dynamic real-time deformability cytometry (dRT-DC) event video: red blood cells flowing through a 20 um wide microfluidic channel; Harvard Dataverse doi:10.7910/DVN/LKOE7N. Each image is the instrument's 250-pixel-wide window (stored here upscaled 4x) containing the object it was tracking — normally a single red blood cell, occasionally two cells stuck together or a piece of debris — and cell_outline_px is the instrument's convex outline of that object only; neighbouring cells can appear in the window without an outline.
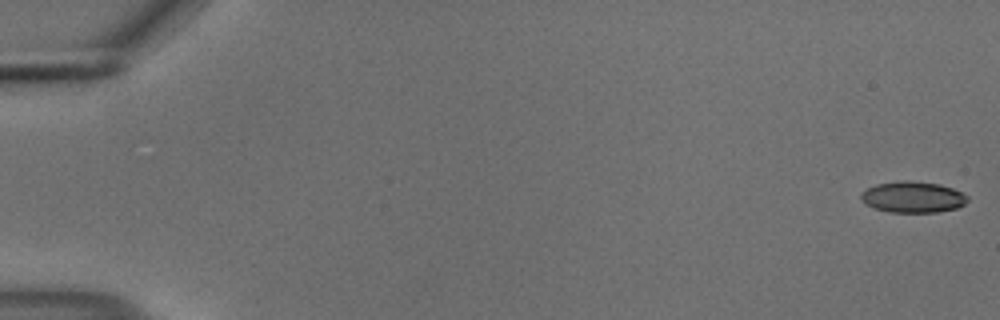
{"species": "common noctule bat (a hibernating species)", "species_latin": "Nyctalus noctula", "temperature_condition": "cold", "stored_images_in_passage": 55, "camera_frame_rate_fps": 3000, "um_per_image_px": 0.085, "animal": {"sex": "male", "body_mass_g": 18.8}, "frame": {"image": 1, "passage_image": 1, "time_ms": 0.0, "image_size_px": [1000, 320], "cell_outline_px": [[968, 200], [964, 204], [956, 208], [936, 212], [892, 212], [876, 208], [868, 204], [860, 196], [868, 188], [876, 184], [900, 180], [908, 180], [940, 184], [952, 188], [968, 196]], "centroid_in_image_um": [77.63, 16.74], "position_along_channel_um": 7.4, "area_um2": 19.02}}
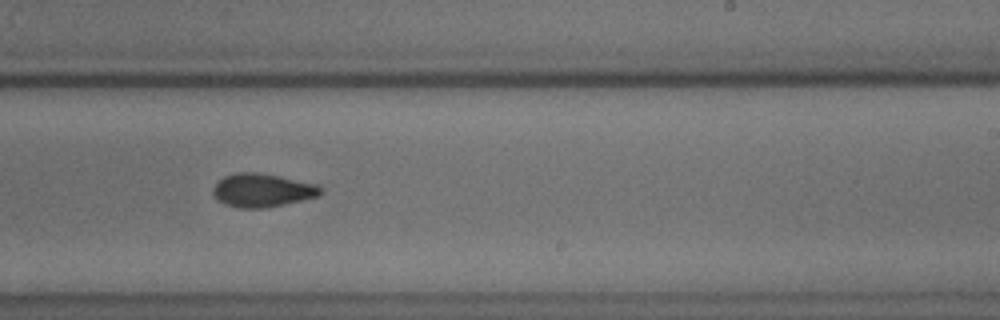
{"frame": {"image": 2, "passage_image": 35, "time_ms": 11.333, "image_size_px": [1000, 320], "cell_outline_px": [[324, 188], [320, 196], [284, 204], [264, 208], [240, 208], [224, 204], [216, 200], [212, 192], [212, 188], [224, 176], [236, 172], [256, 172], [280, 176], [316, 184]], "centroid_in_image_um": [22.29, 16.17], "position_along_channel_um": 266.7, "area_um2": 21.1}}
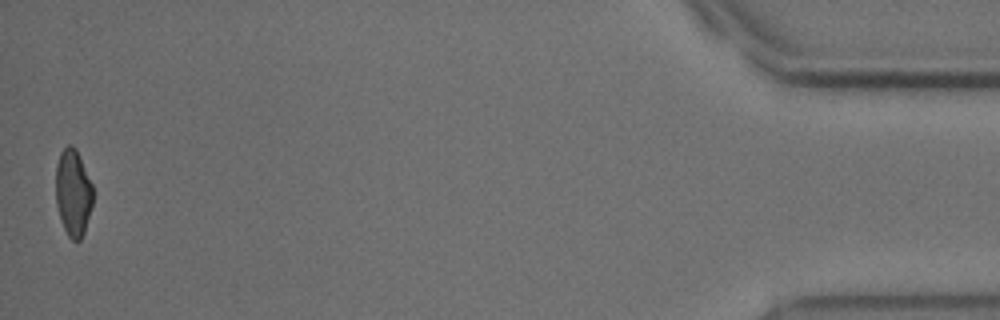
{"frame": {"image": 3, "passage_image": 55, "time_ms": 18.0, "image_size_px": [1000, 320], "cell_outline_px": [[92, 204], [84, 232], [80, 240], [72, 240], [68, 236], [60, 220], [56, 204], [56, 164], [60, 152], [68, 144], [72, 144], [76, 148], [92, 184]], "centroid_in_image_um": [6.2, 16.36], "position_along_channel_um": 429.0, "area_um2": 18.79}, "authors_computed_cell_mechanics": {"area_um2": 20.2878, "velocity_mm_per_s": 3.7046, "shape_relaxation_time_tau1_ms": 10.862, "shape_relaxation_time_tau2_ms": 3.3981, "deformation_change_tau1": 0.1758, "deformation_change_tau2": 0.0852}}